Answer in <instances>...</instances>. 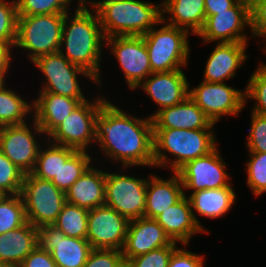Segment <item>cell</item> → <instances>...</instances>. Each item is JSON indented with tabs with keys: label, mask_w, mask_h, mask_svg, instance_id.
Wrapping results in <instances>:
<instances>
[{
	"label": "cell",
	"mask_w": 266,
	"mask_h": 267,
	"mask_svg": "<svg viewBox=\"0 0 266 267\" xmlns=\"http://www.w3.org/2000/svg\"><path fill=\"white\" fill-rule=\"evenodd\" d=\"M201 255L177 248L171 255L168 267H203Z\"/></svg>",
	"instance_id": "7bdbcfd3"
},
{
	"label": "cell",
	"mask_w": 266,
	"mask_h": 267,
	"mask_svg": "<svg viewBox=\"0 0 266 267\" xmlns=\"http://www.w3.org/2000/svg\"><path fill=\"white\" fill-rule=\"evenodd\" d=\"M89 3L98 15L105 38L143 36L151 28L163 25L167 20L162 13V3L155 5L142 0H102Z\"/></svg>",
	"instance_id": "3957f363"
},
{
	"label": "cell",
	"mask_w": 266,
	"mask_h": 267,
	"mask_svg": "<svg viewBox=\"0 0 266 267\" xmlns=\"http://www.w3.org/2000/svg\"><path fill=\"white\" fill-rule=\"evenodd\" d=\"M8 195L0 190V202L3 201Z\"/></svg>",
	"instance_id": "7dc6e473"
},
{
	"label": "cell",
	"mask_w": 266,
	"mask_h": 267,
	"mask_svg": "<svg viewBox=\"0 0 266 267\" xmlns=\"http://www.w3.org/2000/svg\"><path fill=\"white\" fill-rule=\"evenodd\" d=\"M65 14L18 16L14 47L29 51L33 62L42 55L59 52Z\"/></svg>",
	"instance_id": "8992f818"
},
{
	"label": "cell",
	"mask_w": 266,
	"mask_h": 267,
	"mask_svg": "<svg viewBox=\"0 0 266 267\" xmlns=\"http://www.w3.org/2000/svg\"><path fill=\"white\" fill-rule=\"evenodd\" d=\"M173 174L167 180L151 174L146 184L144 217L155 219L185 195L179 175L176 172Z\"/></svg>",
	"instance_id": "cb8c5ba5"
},
{
	"label": "cell",
	"mask_w": 266,
	"mask_h": 267,
	"mask_svg": "<svg viewBox=\"0 0 266 267\" xmlns=\"http://www.w3.org/2000/svg\"><path fill=\"white\" fill-rule=\"evenodd\" d=\"M170 18L166 24L198 34L205 23V0H165L162 2V13ZM189 29V30H188Z\"/></svg>",
	"instance_id": "83f0119b"
},
{
	"label": "cell",
	"mask_w": 266,
	"mask_h": 267,
	"mask_svg": "<svg viewBox=\"0 0 266 267\" xmlns=\"http://www.w3.org/2000/svg\"><path fill=\"white\" fill-rule=\"evenodd\" d=\"M238 0H205L206 16L216 15L218 12L227 11Z\"/></svg>",
	"instance_id": "f6af8a7d"
},
{
	"label": "cell",
	"mask_w": 266,
	"mask_h": 267,
	"mask_svg": "<svg viewBox=\"0 0 266 267\" xmlns=\"http://www.w3.org/2000/svg\"><path fill=\"white\" fill-rule=\"evenodd\" d=\"M245 89V100H256L252 112L266 117V64H260L249 78Z\"/></svg>",
	"instance_id": "e575fe53"
},
{
	"label": "cell",
	"mask_w": 266,
	"mask_h": 267,
	"mask_svg": "<svg viewBox=\"0 0 266 267\" xmlns=\"http://www.w3.org/2000/svg\"><path fill=\"white\" fill-rule=\"evenodd\" d=\"M19 267H58L51 254L36 247L19 265Z\"/></svg>",
	"instance_id": "ee69618b"
},
{
	"label": "cell",
	"mask_w": 266,
	"mask_h": 267,
	"mask_svg": "<svg viewBox=\"0 0 266 267\" xmlns=\"http://www.w3.org/2000/svg\"><path fill=\"white\" fill-rule=\"evenodd\" d=\"M34 133L27 123L0 127V151L24 174L31 173L41 147L34 134H44L34 120Z\"/></svg>",
	"instance_id": "9a60e30c"
},
{
	"label": "cell",
	"mask_w": 266,
	"mask_h": 267,
	"mask_svg": "<svg viewBox=\"0 0 266 267\" xmlns=\"http://www.w3.org/2000/svg\"><path fill=\"white\" fill-rule=\"evenodd\" d=\"M24 173L0 151V190L7 195L21 193Z\"/></svg>",
	"instance_id": "d590c367"
},
{
	"label": "cell",
	"mask_w": 266,
	"mask_h": 267,
	"mask_svg": "<svg viewBox=\"0 0 266 267\" xmlns=\"http://www.w3.org/2000/svg\"><path fill=\"white\" fill-rule=\"evenodd\" d=\"M85 3L79 0L73 19L65 14L59 52L70 63L86 70L100 85L99 61L105 37L96 11L91 13ZM62 47H65V54Z\"/></svg>",
	"instance_id": "7a4b0ae2"
},
{
	"label": "cell",
	"mask_w": 266,
	"mask_h": 267,
	"mask_svg": "<svg viewBox=\"0 0 266 267\" xmlns=\"http://www.w3.org/2000/svg\"><path fill=\"white\" fill-rule=\"evenodd\" d=\"M61 168V145L51 143L46 150H39L32 175L52 180Z\"/></svg>",
	"instance_id": "d6a6232c"
},
{
	"label": "cell",
	"mask_w": 266,
	"mask_h": 267,
	"mask_svg": "<svg viewBox=\"0 0 266 267\" xmlns=\"http://www.w3.org/2000/svg\"><path fill=\"white\" fill-rule=\"evenodd\" d=\"M95 142L106 156L126 166H155L153 121L127 115L107 100L95 119Z\"/></svg>",
	"instance_id": "6da1fadb"
},
{
	"label": "cell",
	"mask_w": 266,
	"mask_h": 267,
	"mask_svg": "<svg viewBox=\"0 0 266 267\" xmlns=\"http://www.w3.org/2000/svg\"><path fill=\"white\" fill-rule=\"evenodd\" d=\"M83 267H125L122 251L92 249Z\"/></svg>",
	"instance_id": "ab89813d"
},
{
	"label": "cell",
	"mask_w": 266,
	"mask_h": 267,
	"mask_svg": "<svg viewBox=\"0 0 266 267\" xmlns=\"http://www.w3.org/2000/svg\"><path fill=\"white\" fill-rule=\"evenodd\" d=\"M105 177L106 172L90 166L66 192V202L88 211L104 205Z\"/></svg>",
	"instance_id": "d4e9b609"
},
{
	"label": "cell",
	"mask_w": 266,
	"mask_h": 267,
	"mask_svg": "<svg viewBox=\"0 0 266 267\" xmlns=\"http://www.w3.org/2000/svg\"><path fill=\"white\" fill-rule=\"evenodd\" d=\"M189 96L214 124L223 115H238L247 103L245 91L229 87L224 82L202 81L197 87L189 89Z\"/></svg>",
	"instance_id": "8fae6325"
},
{
	"label": "cell",
	"mask_w": 266,
	"mask_h": 267,
	"mask_svg": "<svg viewBox=\"0 0 266 267\" xmlns=\"http://www.w3.org/2000/svg\"><path fill=\"white\" fill-rule=\"evenodd\" d=\"M72 0H18V16L66 14Z\"/></svg>",
	"instance_id": "836d02e7"
},
{
	"label": "cell",
	"mask_w": 266,
	"mask_h": 267,
	"mask_svg": "<svg viewBox=\"0 0 266 267\" xmlns=\"http://www.w3.org/2000/svg\"><path fill=\"white\" fill-rule=\"evenodd\" d=\"M27 222L24 202L20 194L8 195L0 202V234L17 229Z\"/></svg>",
	"instance_id": "1f68e13d"
},
{
	"label": "cell",
	"mask_w": 266,
	"mask_h": 267,
	"mask_svg": "<svg viewBox=\"0 0 266 267\" xmlns=\"http://www.w3.org/2000/svg\"><path fill=\"white\" fill-rule=\"evenodd\" d=\"M247 185L258 196L266 192V153L249 152Z\"/></svg>",
	"instance_id": "8d00e7d4"
},
{
	"label": "cell",
	"mask_w": 266,
	"mask_h": 267,
	"mask_svg": "<svg viewBox=\"0 0 266 267\" xmlns=\"http://www.w3.org/2000/svg\"><path fill=\"white\" fill-rule=\"evenodd\" d=\"M118 59L129 88L134 90L152 74L147 47L142 36H113L105 38Z\"/></svg>",
	"instance_id": "5bb4252c"
},
{
	"label": "cell",
	"mask_w": 266,
	"mask_h": 267,
	"mask_svg": "<svg viewBox=\"0 0 266 267\" xmlns=\"http://www.w3.org/2000/svg\"><path fill=\"white\" fill-rule=\"evenodd\" d=\"M247 141L249 152L266 153V117L252 112Z\"/></svg>",
	"instance_id": "60d3db41"
},
{
	"label": "cell",
	"mask_w": 266,
	"mask_h": 267,
	"mask_svg": "<svg viewBox=\"0 0 266 267\" xmlns=\"http://www.w3.org/2000/svg\"><path fill=\"white\" fill-rule=\"evenodd\" d=\"M27 221L36 228L53 225L66 203V193L52 181L25 174L20 193Z\"/></svg>",
	"instance_id": "52a82bcc"
},
{
	"label": "cell",
	"mask_w": 266,
	"mask_h": 267,
	"mask_svg": "<svg viewBox=\"0 0 266 267\" xmlns=\"http://www.w3.org/2000/svg\"><path fill=\"white\" fill-rule=\"evenodd\" d=\"M188 34L185 29L165 24L158 30L151 28L142 36L152 73L170 72L188 64Z\"/></svg>",
	"instance_id": "5b68a950"
},
{
	"label": "cell",
	"mask_w": 266,
	"mask_h": 267,
	"mask_svg": "<svg viewBox=\"0 0 266 267\" xmlns=\"http://www.w3.org/2000/svg\"><path fill=\"white\" fill-rule=\"evenodd\" d=\"M38 247V231L27 222L25 225L0 234V263L20 265Z\"/></svg>",
	"instance_id": "484cf974"
},
{
	"label": "cell",
	"mask_w": 266,
	"mask_h": 267,
	"mask_svg": "<svg viewBox=\"0 0 266 267\" xmlns=\"http://www.w3.org/2000/svg\"><path fill=\"white\" fill-rule=\"evenodd\" d=\"M129 220L107 205L89 210L87 240L92 249L122 251Z\"/></svg>",
	"instance_id": "4fadbf2b"
},
{
	"label": "cell",
	"mask_w": 266,
	"mask_h": 267,
	"mask_svg": "<svg viewBox=\"0 0 266 267\" xmlns=\"http://www.w3.org/2000/svg\"><path fill=\"white\" fill-rule=\"evenodd\" d=\"M33 109L29 104L13 90L0 89V127L21 125L26 123L25 117Z\"/></svg>",
	"instance_id": "f546056e"
},
{
	"label": "cell",
	"mask_w": 266,
	"mask_h": 267,
	"mask_svg": "<svg viewBox=\"0 0 266 267\" xmlns=\"http://www.w3.org/2000/svg\"><path fill=\"white\" fill-rule=\"evenodd\" d=\"M155 220L172 242L178 241L186 246L193 235L203 231L194 220L191 203L186 195L163 211Z\"/></svg>",
	"instance_id": "603a6c76"
},
{
	"label": "cell",
	"mask_w": 266,
	"mask_h": 267,
	"mask_svg": "<svg viewBox=\"0 0 266 267\" xmlns=\"http://www.w3.org/2000/svg\"><path fill=\"white\" fill-rule=\"evenodd\" d=\"M176 245V242H172L169 246L128 259L125 267H168L170 257L177 249Z\"/></svg>",
	"instance_id": "f35d334b"
},
{
	"label": "cell",
	"mask_w": 266,
	"mask_h": 267,
	"mask_svg": "<svg viewBox=\"0 0 266 267\" xmlns=\"http://www.w3.org/2000/svg\"><path fill=\"white\" fill-rule=\"evenodd\" d=\"M0 267H19L18 265L0 263Z\"/></svg>",
	"instance_id": "c3c4849f"
},
{
	"label": "cell",
	"mask_w": 266,
	"mask_h": 267,
	"mask_svg": "<svg viewBox=\"0 0 266 267\" xmlns=\"http://www.w3.org/2000/svg\"><path fill=\"white\" fill-rule=\"evenodd\" d=\"M88 213L85 208L66 202L53 225L67 237L87 239Z\"/></svg>",
	"instance_id": "4dcf8cb0"
},
{
	"label": "cell",
	"mask_w": 266,
	"mask_h": 267,
	"mask_svg": "<svg viewBox=\"0 0 266 267\" xmlns=\"http://www.w3.org/2000/svg\"><path fill=\"white\" fill-rule=\"evenodd\" d=\"M38 246L51 254L58 267H83L92 250L87 239L67 237L55 225L37 228Z\"/></svg>",
	"instance_id": "2e32d148"
},
{
	"label": "cell",
	"mask_w": 266,
	"mask_h": 267,
	"mask_svg": "<svg viewBox=\"0 0 266 267\" xmlns=\"http://www.w3.org/2000/svg\"><path fill=\"white\" fill-rule=\"evenodd\" d=\"M172 243L155 219L140 217L131 220L122 249L124 262Z\"/></svg>",
	"instance_id": "ac0fdd59"
},
{
	"label": "cell",
	"mask_w": 266,
	"mask_h": 267,
	"mask_svg": "<svg viewBox=\"0 0 266 267\" xmlns=\"http://www.w3.org/2000/svg\"><path fill=\"white\" fill-rule=\"evenodd\" d=\"M152 75V76H151ZM138 87L155 101L160 109L175 106L189 96V82L181 69L152 73Z\"/></svg>",
	"instance_id": "d6986e66"
},
{
	"label": "cell",
	"mask_w": 266,
	"mask_h": 267,
	"mask_svg": "<svg viewBox=\"0 0 266 267\" xmlns=\"http://www.w3.org/2000/svg\"><path fill=\"white\" fill-rule=\"evenodd\" d=\"M191 203L192 213L194 220L197 225L204 231L202 225L200 224L198 218H196L197 213L201 216L208 218H218L224 216L231 206L234 204L236 199V194L231 184L227 187L216 188V189H205L192 192L188 197Z\"/></svg>",
	"instance_id": "4316f807"
},
{
	"label": "cell",
	"mask_w": 266,
	"mask_h": 267,
	"mask_svg": "<svg viewBox=\"0 0 266 267\" xmlns=\"http://www.w3.org/2000/svg\"><path fill=\"white\" fill-rule=\"evenodd\" d=\"M150 117L153 128L189 130L213 128L215 125L190 96L175 106L157 110Z\"/></svg>",
	"instance_id": "ffe728a7"
},
{
	"label": "cell",
	"mask_w": 266,
	"mask_h": 267,
	"mask_svg": "<svg viewBox=\"0 0 266 267\" xmlns=\"http://www.w3.org/2000/svg\"><path fill=\"white\" fill-rule=\"evenodd\" d=\"M11 48L12 46L9 43L0 41V68L10 67V61L12 60Z\"/></svg>",
	"instance_id": "bcb514c9"
},
{
	"label": "cell",
	"mask_w": 266,
	"mask_h": 267,
	"mask_svg": "<svg viewBox=\"0 0 266 267\" xmlns=\"http://www.w3.org/2000/svg\"><path fill=\"white\" fill-rule=\"evenodd\" d=\"M153 144L155 166L166 168L170 163L173 172L186 162L205 156L217 147L212 128H153ZM164 151L175 156V159L169 161Z\"/></svg>",
	"instance_id": "277c9868"
},
{
	"label": "cell",
	"mask_w": 266,
	"mask_h": 267,
	"mask_svg": "<svg viewBox=\"0 0 266 267\" xmlns=\"http://www.w3.org/2000/svg\"><path fill=\"white\" fill-rule=\"evenodd\" d=\"M247 43H217L209 56L203 81L223 83L224 80L235 76V71L242 66L248 56L245 50Z\"/></svg>",
	"instance_id": "44dd1931"
},
{
	"label": "cell",
	"mask_w": 266,
	"mask_h": 267,
	"mask_svg": "<svg viewBox=\"0 0 266 267\" xmlns=\"http://www.w3.org/2000/svg\"><path fill=\"white\" fill-rule=\"evenodd\" d=\"M91 157L87 151H77L73 148L61 146V168L51 180L52 183L66 193L91 166Z\"/></svg>",
	"instance_id": "f1b7e54d"
},
{
	"label": "cell",
	"mask_w": 266,
	"mask_h": 267,
	"mask_svg": "<svg viewBox=\"0 0 266 267\" xmlns=\"http://www.w3.org/2000/svg\"><path fill=\"white\" fill-rule=\"evenodd\" d=\"M0 0V41L15 46L18 26V11L15 0Z\"/></svg>",
	"instance_id": "74e56055"
},
{
	"label": "cell",
	"mask_w": 266,
	"mask_h": 267,
	"mask_svg": "<svg viewBox=\"0 0 266 267\" xmlns=\"http://www.w3.org/2000/svg\"><path fill=\"white\" fill-rule=\"evenodd\" d=\"M39 97L32 102L33 120L49 135L69 114L86 98H70L50 92H39Z\"/></svg>",
	"instance_id": "7402d4cb"
},
{
	"label": "cell",
	"mask_w": 266,
	"mask_h": 267,
	"mask_svg": "<svg viewBox=\"0 0 266 267\" xmlns=\"http://www.w3.org/2000/svg\"><path fill=\"white\" fill-rule=\"evenodd\" d=\"M245 26H251L250 3L238 0L227 11L206 16L204 26L197 36L202 37L203 42L247 43V36L242 33Z\"/></svg>",
	"instance_id": "7c38bea8"
},
{
	"label": "cell",
	"mask_w": 266,
	"mask_h": 267,
	"mask_svg": "<svg viewBox=\"0 0 266 267\" xmlns=\"http://www.w3.org/2000/svg\"><path fill=\"white\" fill-rule=\"evenodd\" d=\"M105 101L104 98H96L95 102H81L49 134L48 139L57 145L86 151L87 146L95 141V119Z\"/></svg>",
	"instance_id": "ba28073f"
},
{
	"label": "cell",
	"mask_w": 266,
	"mask_h": 267,
	"mask_svg": "<svg viewBox=\"0 0 266 267\" xmlns=\"http://www.w3.org/2000/svg\"><path fill=\"white\" fill-rule=\"evenodd\" d=\"M250 15L252 35L266 37V0H253L250 3Z\"/></svg>",
	"instance_id": "b9f144b4"
},
{
	"label": "cell",
	"mask_w": 266,
	"mask_h": 267,
	"mask_svg": "<svg viewBox=\"0 0 266 267\" xmlns=\"http://www.w3.org/2000/svg\"><path fill=\"white\" fill-rule=\"evenodd\" d=\"M217 147L209 154L186 162L176 173L183 184V189L193 192L205 189L223 188L230 185L229 175Z\"/></svg>",
	"instance_id": "e0dca14e"
},
{
	"label": "cell",
	"mask_w": 266,
	"mask_h": 267,
	"mask_svg": "<svg viewBox=\"0 0 266 267\" xmlns=\"http://www.w3.org/2000/svg\"><path fill=\"white\" fill-rule=\"evenodd\" d=\"M33 63L47 79V83L39 92H50L70 98H85L77 75L82 74L96 83L86 70L70 63L60 52L39 56Z\"/></svg>",
	"instance_id": "30bf717a"
},
{
	"label": "cell",
	"mask_w": 266,
	"mask_h": 267,
	"mask_svg": "<svg viewBox=\"0 0 266 267\" xmlns=\"http://www.w3.org/2000/svg\"><path fill=\"white\" fill-rule=\"evenodd\" d=\"M147 181L146 178L106 172L105 205L129 221L144 217Z\"/></svg>",
	"instance_id": "9c48e42d"
}]
</instances>
